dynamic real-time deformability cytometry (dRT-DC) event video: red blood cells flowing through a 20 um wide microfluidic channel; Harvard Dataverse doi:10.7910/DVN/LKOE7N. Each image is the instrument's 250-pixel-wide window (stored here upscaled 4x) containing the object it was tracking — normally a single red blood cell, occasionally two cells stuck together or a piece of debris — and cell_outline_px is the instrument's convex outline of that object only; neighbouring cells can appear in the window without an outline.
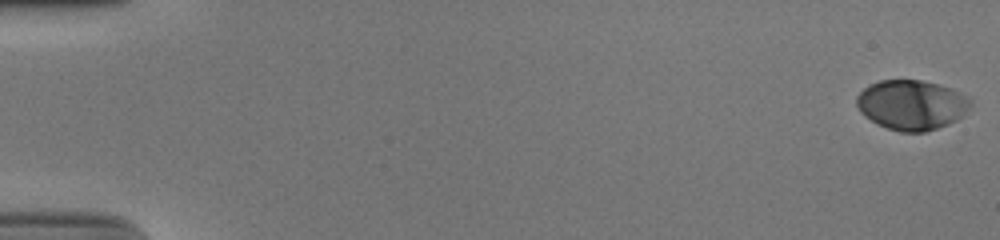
{"species": "human", "species_latin": "Homo sapiens", "temperature_condition": "cold", "stored_images_in_passage": 54, "camera_frame_rate_fps": 3000, "um_per_image_px": 0.085, "donor": {"sex": "male"}, "frame": {"image": 1, "passage_image": 1, "time_ms": 0.0, "image_size_px": [1000, 240], "cell_outline_px": [[972, 104], [956, 120], [948, 124], [924, 132], [900, 132], [876, 124], [864, 116], [860, 112], [856, 104], [856, 96], [868, 84], [880, 80], [920, 80], [952, 88], [968, 96], [972, 100]], "centroid_in_image_um": [77.46, 8.91], "position_along_channel_um": 7.5, "area_um2": 33.18}}
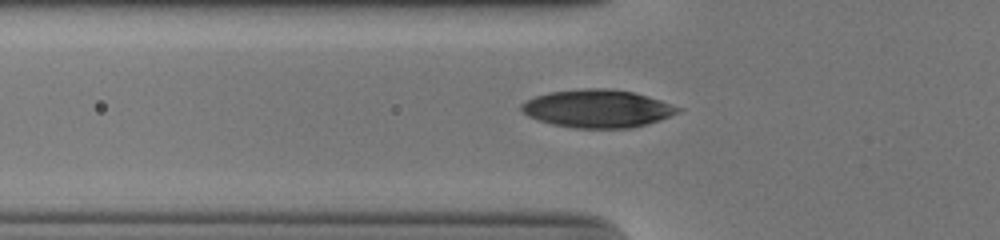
{"frame": {"image": 2, "passage_image": 20, "time_ms": 6.333, "image_size_px": [1000, 240], "cell_outline_px": [[684, 108], [680, 112], [660, 120], [648, 124], [632, 128], [576, 128], [552, 124], [528, 116], [520, 108], [520, 104], [536, 96], [548, 92], [584, 88], [608, 88], [632, 92], [660, 100]], "centroid_in_image_um": [50.81, 9.23], "position_along_channel_um": 75.0, "area_um2": 34.56}}
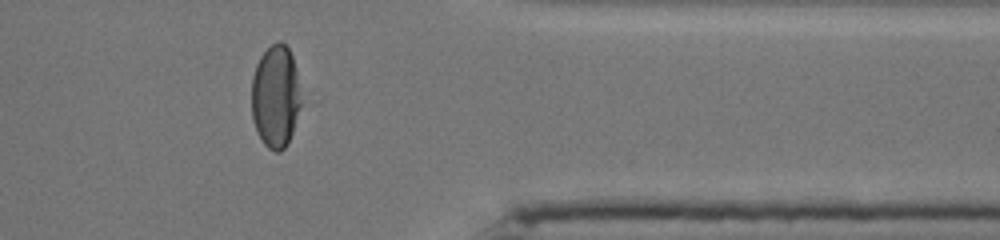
{"frame": {"image": 3, "passage_image": 45, "time_ms": 14.667, "image_size_px": [1000, 240], "cell_outline_px": [[304, 100], [292, 132], [284, 148], [280, 152], [276, 152], [268, 148], [264, 144], [256, 132], [252, 120], [252, 76], [256, 64], [260, 56], [276, 40], [280, 40], [288, 48], [292, 56]], "centroid_in_image_um": [23.44, 8.2], "position_along_channel_um": 388.0, "area_um2": 30.11}, "authors_computed_cell_mechanics": {"area_um2": 33.5818, "velocity_mm_per_s": 3.89, "shape_relaxation_time_tau1_ms": 3.8601, "shape_relaxation_time_tau2_ms": null, "deformation_change_tau1": 0.1734, "deformation_change_tau2": null}}